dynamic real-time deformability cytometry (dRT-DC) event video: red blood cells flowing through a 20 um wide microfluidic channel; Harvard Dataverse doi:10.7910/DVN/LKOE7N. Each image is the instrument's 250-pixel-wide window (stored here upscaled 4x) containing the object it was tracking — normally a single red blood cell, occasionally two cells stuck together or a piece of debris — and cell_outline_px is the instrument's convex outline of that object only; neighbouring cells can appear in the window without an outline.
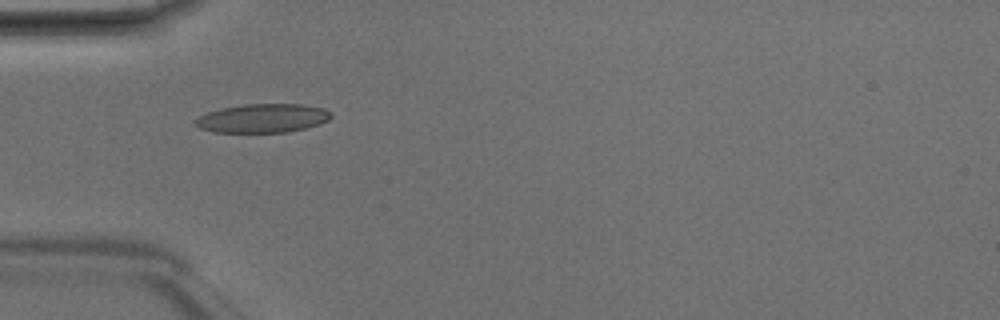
{"species": "Egyptian fruit bat (a non-hibernating species)", "species_latin": "Rousettus aegyptiacus", "temperature_condition": "room temperature", "stored_images_in_passage": 5, "camera_frame_rate_fps": 3000, "um_per_image_px": 0.085, "animal": {"sex": "male"}, "frame": {"image": 1, "passage_image": 3, "time_ms": 0.667, "image_size_px": [1000, 320], "cell_outline_px": [[332, 116], [328, 120], [320, 124], [304, 128], [284, 132], [212, 132], [200, 128], [192, 120], [208, 112], [220, 108], [244, 104], [304, 104], [324, 108], [332, 112]], "centroid_in_image_um": [22.33, 10.04], "position_along_channel_um": 62.7, "area_um2": 22.83}}